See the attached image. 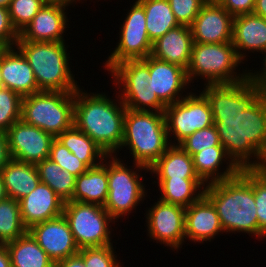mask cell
<instances>
[{
    "label": "cell",
    "instance_id": "cell-1",
    "mask_svg": "<svg viewBox=\"0 0 266 267\" xmlns=\"http://www.w3.org/2000/svg\"><path fill=\"white\" fill-rule=\"evenodd\" d=\"M201 87L228 157L239 169H265L266 93L248 79Z\"/></svg>",
    "mask_w": 266,
    "mask_h": 267
},
{
    "label": "cell",
    "instance_id": "cell-2",
    "mask_svg": "<svg viewBox=\"0 0 266 267\" xmlns=\"http://www.w3.org/2000/svg\"><path fill=\"white\" fill-rule=\"evenodd\" d=\"M84 89L80 86L74 92V125L107 155H115L123 140L126 107L117 90L112 99L113 96L110 97L108 92L89 90V93Z\"/></svg>",
    "mask_w": 266,
    "mask_h": 267
},
{
    "label": "cell",
    "instance_id": "cell-3",
    "mask_svg": "<svg viewBox=\"0 0 266 267\" xmlns=\"http://www.w3.org/2000/svg\"><path fill=\"white\" fill-rule=\"evenodd\" d=\"M204 195L215 206L225 234L241 232L259 239L254 189L240 173L206 185Z\"/></svg>",
    "mask_w": 266,
    "mask_h": 267
},
{
    "label": "cell",
    "instance_id": "cell-4",
    "mask_svg": "<svg viewBox=\"0 0 266 267\" xmlns=\"http://www.w3.org/2000/svg\"><path fill=\"white\" fill-rule=\"evenodd\" d=\"M66 42L17 41L18 48L30 64L40 91L75 92L80 86L71 69ZM72 70V71H71ZM78 83V84H77Z\"/></svg>",
    "mask_w": 266,
    "mask_h": 267
},
{
    "label": "cell",
    "instance_id": "cell-5",
    "mask_svg": "<svg viewBox=\"0 0 266 267\" xmlns=\"http://www.w3.org/2000/svg\"><path fill=\"white\" fill-rule=\"evenodd\" d=\"M164 112L126 109L123 140L118 150H129L133 163L150 168L170 146Z\"/></svg>",
    "mask_w": 266,
    "mask_h": 267
},
{
    "label": "cell",
    "instance_id": "cell-6",
    "mask_svg": "<svg viewBox=\"0 0 266 267\" xmlns=\"http://www.w3.org/2000/svg\"><path fill=\"white\" fill-rule=\"evenodd\" d=\"M242 63L245 64L239 58L232 42L194 43L190 63L186 69L187 78L194 87V81L198 82L201 79L203 85L238 83L247 79L248 68H239Z\"/></svg>",
    "mask_w": 266,
    "mask_h": 267
},
{
    "label": "cell",
    "instance_id": "cell-7",
    "mask_svg": "<svg viewBox=\"0 0 266 267\" xmlns=\"http://www.w3.org/2000/svg\"><path fill=\"white\" fill-rule=\"evenodd\" d=\"M120 157L108 155V197L103 206L116 222L134 213L150 196L147 194L150 189H146L144 182L149 168L137 163L128 166ZM142 171L145 173L141 174Z\"/></svg>",
    "mask_w": 266,
    "mask_h": 267
},
{
    "label": "cell",
    "instance_id": "cell-8",
    "mask_svg": "<svg viewBox=\"0 0 266 267\" xmlns=\"http://www.w3.org/2000/svg\"><path fill=\"white\" fill-rule=\"evenodd\" d=\"M21 120L56 138L74 125V92L39 91L23 97Z\"/></svg>",
    "mask_w": 266,
    "mask_h": 267
},
{
    "label": "cell",
    "instance_id": "cell-9",
    "mask_svg": "<svg viewBox=\"0 0 266 267\" xmlns=\"http://www.w3.org/2000/svg\"><path fill=\"white\" fill-rule=\"evenodd\" d=\"M111 74L112 85L126 109L164 112L166 106L153 93L150 84L149 56L145 59L125 60L115 65Z\"/></svg>",
    "mask_w": 266,
    "mask_h": 267
},
{
    "label": "cell",
    "instance_id": "cell-10",
    "mask_svg": "<svg viewBox=\"0 0 266 267\" xmlns=\"http://www.w3.org/2000/svg\"><path fill=\"white\" fill-rule=\"evenodd\" d=\"M63 215L79 249L114 243V240L112 242L114 235L112 236L111 232L114 231L112 225L115 227L116 221L103 206L67 201L64 204Z\"/></svg>",
    "mask_w": 266,
    "mask_h": 267
},
{
    "label": "cell",
    "instance_id": "cell-11",
    "mask_svg": "<svg viewBox=\"0 0 266 267\" xmlns=\"http://www.w3.org/2000/svg\"><path fill=\"white\" fill-rule=\"evenodd\" d=\"M190 92L164 110L168 139L171 145H179L197 130L214 124L211 107L206 96L199 90ZM199 92V93H198Z\"/></svg>",
    "mask_w": 266,
    "mask_h": 267
},
{
    "label": "cell",
    "instance_id": "cell-12",
    "mask_svg": "<svg viewBox=\"0 0 266 267\" xmlns=\"http://www.w3.org/2000/svg\"><path fill=\"white\" fill-rule=\"evenodd\" d=\"M131 5L120 22L118 44L103 62L105 72L122 61L145 59L151 54L153 42L147 33L144 8L137 0Z\"/></svg>",
    "mask_w": 266,
    "mask_h": 267
},
{
    "label": "cell",
    "instance_id": "cell-13",
    "mask_svg": "<svg viewBox=\"0 0 266 267\" xmlns=\"http://www.w3.org/2000/svg\"><path fill=\"white\" fill-rule=\"evenodd\" d=\"M157 201V202H156ZM144 213L146 234L153 240L177 251L185 245V208L165 203L158 198Z\"/></svg>",
    "mask_w": 266,
    "mask_h": 267
},
{
    "label": "cell",
    "instance_id": "cell-14",
    "mask_svg": "<svg viewBox=\"0 0 266 267\" xmlns=\"http://www.w3.org/2000/svg\"><path fill=\"white\" fill-rule=\"evenodd\" d=\"M7 144L12 159L37 165L49 158L55 137L21 119L6 131Z\"/></svg>",
    "mask_w": 266,
    "mask_h": 267
},
{
    "label": "cell",
    "instance_id": "cell-15",
    "mask_svg": "<svg viewBox=\"0 0 266 267\" xmlns=\"http://www.w3.org/2000/svg\"><path fill=\"white\" fill-rule=\"evenodd\" d=\"M28 232L54 263L76 255L80 250L63 214L33 225Z\"/></svg>",
    "mask_w": 266,
    "mask_h": 267
},
{
    "label": "cell",
    "instance_id": "cell-16",
    "mask_svg": "<svg viewBox=\"0 0 266 267\" xmlns=\"http://www.w3.org/2000/svg\"><path fill=\"white\" fill-rule=\"evenodd\" d=\"M149 73L148 83L153 93L165 106L181 100L190 92L189 90L192 87L188 81L185 68L158 60L151 55H149Z\"/></svg>",
    "mask_w": 266,
    "mask_h": 267
},
{
    "label": "cell",
    "instance_id": "cell-17",
    "mask_svg": "<svg viewBox=\"0 0 266 267\" xmlns=\"http://www.w3.org/2000/svg\"><path fill=\"white\" fill-rule=\"evenodd\" d=\"M233 18L219 3H205L190 25L194 43L232 42Z\"/></svg>",
    "mask_w": 266,
    "mask_h": 267
},
{
    "label": "cell",
    "instance_id": "cell-18",
    "mask_svg": "<svg viewBox=\"0 0 266 267\" xmlns=\"http://www.w3.org/2000/svg\"><path fill=\"white\" fill-rule=\"evenodd\" d=\"M69 8L45 4L21 31L17 41L66 42L65 31L70 28ZM69 22V23H68Z\"/></svg>",
    "mask_w": 266,
    "mask_h": 267
},
{
    "label": "cell",
    "instance_id": "cell-19",
    "mask_svg": "<svg viewBox=\"0 0 266 267\" xmlns=\"http://www.w3.org/2000/svg\"><path fill=\"white\" fill-rule=\"evenodd\" d=\"M220 233L223 234L224 231L217 210L205 195L185 208L186 242H212Z\"/></svg>",
    "mask_w": 266,
    "mask_h": 267
},
{
    "label": "cell",
    "instance_id": "cell-20",
    "mask_svg": "<svg viewBox=\"0 0 266 267\" xmlns=\"http://www.w3.org/2000/svg\"><path fill=\"white\" fill-rule=\"evenodd\" d=\"M21 218L24 226L48 221L63 214L64 200L47 184L40 182L28 195L19 200Z\"/></svg>",
    "mask_w": 266,
    "mask_h": 267
},
{
    "label": "cell",
    "instance_id": "cell-21",
    "mask_svg": "<svg viewBox=\"0 0 266 267\" xmlns=\"http://www.w3.org/2000/svg\"><path fill=\"white\" fill-rule=\"evenodd\" d=\"M232 44L245 64L249 53L262 54L266 50V20L253 13L235 16Z\"/></svg>",
    "mask_w": 266,
    "mask_h": 267
},
{
    "label": "cell",
    "instance_id": "cell-22",
    "mask_svg": "<svg viewBox=\"0 0 266 267\" xmlns=\"http://www.w3.org/2000/svg\"><path fill=\"white\" fill-rule=\"evenodd\" d=\"M1 75L3 86L22 98L40 91L30 64L16 46L9 47L3 53Z\"/></svg>",
    "mask_w": 266,
    "mask_h": 267
},
{
    "label": "cell",
    "instance_id": "cell-23",
    "mask_svg": "<svg viewBox=\"0 0 266 267\" xmlns=\"http://www.w3.org/2000/svg\"><path fill=\"white\" fill-rule=\"evenodd\" d=\"M194 41L190 26L179 25L152 43L151 56L158 60L189 66Z\"/></svg>",
    "mask_w": 266,
    "mask_h": 267
},
{
    "label": "cell",
    "instance_id": "cell-24",
    "mask_svg": "<svg viewBox=\"0 0 266 267\" xmlns=\"http://www.w3.org/2000/svg\"><path fill=\"white\" fill-rule=\"evenodd\" d=\"M192 157L195 172L205 185L233 178L240 172L223 146L203 149Z\"/></svg>",
    "mask_w": 266,
    "mask_h": 267
},
{
    "label": "cell",
    "instance_id": "cell-25",
    "mask_svg": "<svg viewBox=\"0 0 266 267\" xmlns=\"http://www.w3.org/2000/svg\"><path fill=\"white\" fill-rule=\"evenodd\" d=\"M108 197V155L103 162L76 177L70 201L104 206Z\"/></svg>",
    "mask_w": 266,
    "mask_h": 267
},
{
    "label": "cell",
    "instance_id": "cell-26",
    "mask_svg": "<svg viewBox=\"0 0 266 267\" xmlns=\"http://www.w3.org/2000/svg\"><path fill=\"white\" fill-rule=\"evenodd\" d=\"M7 196L17 201L41 182L36 165L10 159L0 171Z\"/></svg>",
    "mask_w": 266,
    "mask_h": 267
},
{
    "label": "cell",
    "instance_id": "cell-27",
    "mask_svg": "<svg viewBox=\"0 0 266 267\" xmlns=\"http://www.w3.org/2000/svg\"><path fill=\"white\" fill-rule=\"evenodd\" d=\"M158 185V199L165 203L175 204L184 208L197 202L203 195L206 185L199 178H156L152 181Z\"/></svg>",
    "mask_w": 266,
    "mask_h": 267
},
{
    "label": "cell",
    "instance_id": "cell-28",
    "mask_svg": "<svg viewBox=\"0 0 266 267\" xmlns=\"http://www.w3.org/2000/svg\"><path fill=\"white\" fill-rule=\"evenodd\" d=\"M154 178H199L194 169L193 157L180 145H170L149 168Z\"/></svg>",
    "mask_w": 266,
    "mask_h": 267
},
{
    "label": "cell",
    "instance_id": "cell-29",
    "mask_svg": "<svg viewBox=\"0 0 266 267\" xmlns=\"http://www.w3.org/2000/svg\"><path fill=\"white\" fill-rule=\"evenodd\" d=\"M5 245L10 254L11 267H54L55 265L29 232Z\"/></svg>",
    "mask_w": 266,
    "mask_h": 267
},
{
    "label": "cell",
    "instance_id": "cell-30",
    "mask_svg": "<svg viewBox=\"0 0 266 267\" xmlns=\"http://www.w3.org/2000/svg\"><path fill=\"white\" fill-rule=\"evenodd\" d=\"M89 168L100 165L107 154L75 125L55 138Z\"/></svg>",
    "mask_w": 266,
    "mask_h": 267
},
{
    "label": "cell",
    "instance_id": "cell-31",
    "mask_svg": "<svg viewBox=\"0 0 266 267\" xmlns=\"http://www.w3.org/2000/svg\"><path fill=\"white\" fill-rule=\"evenodd\" d=\"M144 8L147 33L152 42L180 24L168 0H137Z\"/></svg>",
    "mask_w": 266,
    "mask_h": 267
},
{
    "label": "cell",
    "instance_id": "cell-32",
    "mask_svg": "<svg viewBox=\"0 0 266 267\" xmlns=\"http://www.w3.org/2000/svg\"><path fill=\"white\" fill-rule=\"evenodd\" d=\"M40 181L47 184L64 202L73 197L76 177L47 158L36 165Z\"/></svg>",
    "mask_w": 266,
    "mask_h": 267
},
{
    "label": "cell",
    "instance_id": "cell-33",
    "mask_svg": "<svg viewBox=\"0 0 266 267\" xmlns=\"http://www.w3.org/2000/svg\"><path fill=\"white\" fill-rule=\"evenodd\" d=\"M28 232L21 218L19 201L7 197L0 201V245L14 241Z\"/></svg>",
    "mask_w": 266,
    "mask_h": 267
},
{
    "label": "cell",
    "instance_id": "cell-34",
    "mask_svg": "<svg viewBox=\"0 0 266 267\" xmlns=\"http://www.w3.org/2000/svg\"><path fill=\"white\" fill-rule=\"evenodd\" d=\"M239 173L254 189L256 214L259 225V239L266 240V168L240 169Z\"/></svg>",
    "mask_w": 266,
    "mask_h": 267
},
{
    "label": "cell",
    "instance_id": "cell-35",
    "mask_svg": "<svg viewBox=\"0 0 266 267\" xmlns=\"http://www.w3.org/2000/svg\"><path fill=\"white\" fill-rule=\"evenodd\" d=\"M22 97L8 89L0 87V130L6 132L12 124L21 119Z\"/></svg>",
    "mask_w": 266,
    "mask_h": 267
},
{
    "label": "cell",
    "instance_id": "cell-36",
    "mask_svg": "<svg viewBox=\"0 0 266 267\" xmlns=\"http://www.w3.org/2000/svg\"><path fill=\"white\" fill-rule=\"evenodd\" d=\"M113 245L81 248L78 254L83 258L85 267H122L125 262L117 258V247Z\"/></svg>",
    "mask_w": 266,
    "mask_h": 267
},
{
    "label": "cell",
    "instance_id": "cell-37",
    "mask_svg": "<svg viewBox=\"0 0 266 267\" xmlns=\"http://www.w3.org/2000/svg\"><path fill=\"white\" fill-rule=\"evenodd\" d=\"M45 5L42 0H11L8 7L9 16L18 34L32 21Z\"/></svg>",
    "mask_w": 266,
    "mask_h": 267
},
{
    "label": "cell",
    "instance_id": "cell-38",
    "mask_svg": "<svg viewBox=\"0 0 266 267\" xmlns=\"http://www.w3.org/2000/svg\"><path fill=\"white\" fill-rule=\"evenodd\" d=\"M179 145L191 156L203 149L206 150L211 149L213 146H222L214 124L207 128L195 131Z\"/></svg>",
    "mask_w": 266,
    "mask_h": 267
},
{
    "label": "cell",
    "instance_id": "cell-39",
    "mask_svg": "<svg viewBox=\"0 0 266 267\" xmlns=\"http://www.w3.org/2000/svg\"><path fill=\"white\" fill-rule=\"evenodd\" d=\"M49 158L75 177H78L89 169L83 161L56 139L52 142Z\"/></svg>",
    "mask_w": 266,
    "mask_h": 267
},
{
    "label": "cell",
    "instance_id": "cell-40",
    "mask_svg": "<svg viewBox=\"0 0 266 267\" xmlns=\"http://www.w3.org/2000/svg\"><path fill=\"white\" fill-rule=\"evenodd\" d=\"M173 14L180 25L190 26L199 14L204 0H168Z\"/></svg>",
    "mask_w": 266,
    "mask_h": 267
},
{
    "label": "cell",
    "instance_id": "cell-41",
    "mask_svg": "<svg viewBox=\"0 0 266 267\" xmlns=\"http://www.w3.org/2000/svg\"><path fill=\"white\" fill-rule=\"evenodd\" d=\"M19 34L14 29L7 7H0V40L3 41L8 47H14Z\"/></svg>",
    "mask_w": 266,
    "mask_h": 267
},
{
    "label": "cell",
    "instance_id": "cell-42",
    "mask_svg": "<svg viewBox=\"0 0 266 267\" xmlns=\"http://www.w3.org/2000/svg\"><path fill=\"white\" fill-rule=\"evenodd\" d=\"M219 4L233 17L242 14H252L255 0H221Z\"/></svg>",
    "mask_w": 266,
    "mask_h": 267
},
{
    "label": "cell",
    "instance_id": "cell-43",
    "mask_svg": "<svg viewBox=\"0 0 266 267\" xmlns=\"http://www.w3.org/2000/svg\"><path fill=\"white\" fill-rule=\"evenodd\" d=\"M260 58L262 59L261 63H263L261 68L258 71L253 70L254 68L248 69L247 79L263 93H266V50L260 55Z\"/></svg>",
    "mask_w": 266,
    "mask_h": 267
},
{
    "label": "cell",
    "instance_id": "cell-44",
    "mask_svg": "<svg viewBox=\"0 0 266 267\" xmlns=\"http://www.w3.org/2000/svg\"><path fill=\"white\" fill-rule=\"evenodd\" d=\"M11 159L6 132L0 130V171Z\"/></svg>",
    "mask_w": 266,
    "mask_h": 267
},
{
    "label": "cell",
    "instance_id": "cell-45",
    "mask_svg": "<svg viewBox=\"0 0 266 267\" xmlns=\"http://www.w3.org/2000/svg\"><path fill=\"white\" fill-rule=\"evenodd\" d=\"M54 267H85L83 258L79 255H73L55 263Z\"/></svg>",
    "mask_w": 266,
    "mask_h": 267
},
{
    "label": "cell",
    "instance_id": "cell-46",
    "mask_svg": "<svg viewBox=\"0 0 266 267\" xmlns=\"http://www.w3.org/2000/svg\"><path fill=\"white\" fill-rule=\"evenodd\" d=\"M0 267H11V258L6 245H0Z\"/></svg>",
    "mask_w": 266,
    "mask_h": 267
},
{
    "label": "cell",
    "instance_id": "cell-47",
    "mask_svg": "<svg viewBox=\"0 0 266 267\" xmlns=\"http://www.w3.org/2000/svg\"><path fill=\"white\" fill-rule=\"evenodd\" d=\"M253 14L263 17L266 20V0H255Z\"/></svg>",
    "mask_w": 266,
    "mask_h": 267
},
{
    "label": "cell",
    "instance_id": "cell-48",
    "mask_svg": "<svg viewBox=\"0 0 266 267\" xmlns=\"http://www.w3.org/2000/svg\"><path fill=\"white\" fill-rule=\"evenodd\" d=\"M42 2L48 5H61L66 8H68V6L69 8L72 6L73 8L76 5L77 0H42Z\"/></svg>",
    "mask_w": 266,
    "mask_h": 267
},
{
    "label": "cell",
    "instance_id": "cell-49",
    "mask_svg": "<svg viewBox=\"0 0 266 267\" xmlns=\"http://www.w3.org/2000/svg\"><path fill=\"white\" fill-rule=\"evenodd\" d=\"M7 197L8 196H7L5 186L3 183V178H2V175L0 173V201L6 199Z\"/></svg>",
    "mask_w": 266,
    "mask_h": 267
},
{
    "label": "cell",
    "instance_id": "cell-50",
    "mask_svg": "<svg viewBox=\"0 0 266 267\" xmlns=\"http://www.w3.org/2000/svg\"><path fill=\"white\" fill-rule=\"evenodd\" d=\"M9 47L3 42L0 40V59L3 55V53L8 49Z\"/></svg>",
    "mask_w": 266,
    "mask_h": 267
},
{
    "label": "cell",
    "instance_id": "cell-51",
    "mask_svg": "<svg viewBox=\"0 0 266 267\" xmlns=\"http://www.w3.org/2000/svg\"><path fill=\"white\" fill-rule=\"evenodd\" d=\"M11 0H0V7H9Z\"/></svg>",
    "mask_w": 266,
    "mask_h": 267
},
{
    "label": "cell",
    "instance_id": "cell-52",
    "mask_svg": "<svg viewBox=\"0 0 266 267\" xmlns=\"http://www.w3.org/2000/svg\"><path fill=\"white\" fill-rule=\"evenodd\" d=\"M221 0H204L205 3H219Z\"/></svg>",
    "mask_w": 266,
    "mask_h": 267
},
{
    "label": "cell",
    "instance_id": "cell-53",
    "mask_svg": "<svg viewBox=\"0 0 266 267\" xmlns=\"http://www.w3.org/2000/svg\"><path fill=\"white\" fill-rule=\"evenodd\" d=\"M3 86V80H2V75H1V59H0V87Z\"/></svg>",
    "mask_w": 266,
    "mask_h": 267
},
{
    "label": "cell",
    "instance_id": "cell-54",
    "mask_svg": "<svg viewBox=\"0 0 266 267\" xmlns=\"http://www.w3.org/2000/svg\"><path fill=\"white\" fill-rule=\"evenodd\" d=\"M84 1H85V3H86L87 0H77V4L80 3V2L83 4Z\"/></svg>",
    "mask_w": 266,
    "mask_h": 267
}]
</instances>
